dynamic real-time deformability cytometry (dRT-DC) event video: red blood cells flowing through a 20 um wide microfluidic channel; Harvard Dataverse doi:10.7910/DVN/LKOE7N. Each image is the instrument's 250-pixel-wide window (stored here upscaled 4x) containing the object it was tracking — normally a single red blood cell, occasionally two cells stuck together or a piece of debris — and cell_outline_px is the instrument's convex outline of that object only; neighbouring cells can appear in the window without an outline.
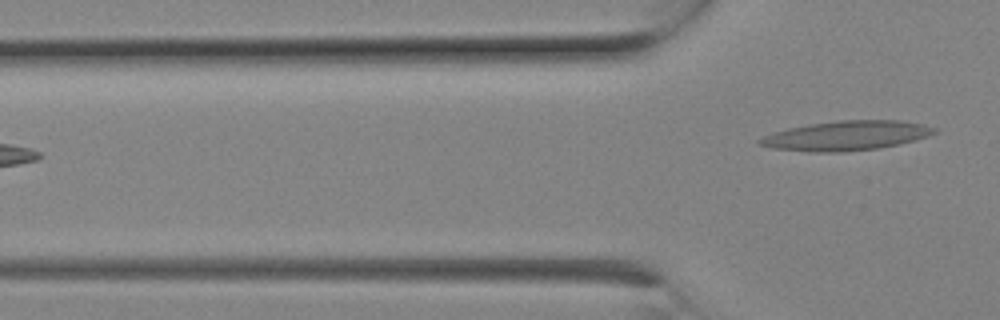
{"species": "Egyptian fruit bat (a non-hibernating species)", "species_latin": "Rousettus aegyptiacus", "temperature_condition": "room temperature", "stored_images_in_passage": 4, "camera_frame_rate_fps": 3000, "um_per_image_px": 0.085, "animal": {"sex": "female"}, "frame": {"image": 1, "passage_image": 4, "time_ms": 1.0, "image_size_px": [1000, 320], "cell_outline_px": [[940, 132], [916, 140], [900, 144], [880, 148], [840, 152], [816, 152], [772, 148], [756, 144], [756, 140], [764, 136], [788, 128], [808, 124], [840, 120], [900, 120], [924, 124], [936, 128]], "centroid_in_image_um": [71.98, 11.53], "position_along_channel_um": 53.8, "area_um2": 30.23}}